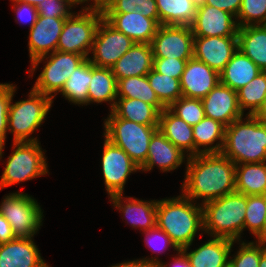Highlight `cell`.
<instances>
[{
	"label": "cell",
	"mask_w": 266,
	"mask_h": 267,
	"mask_svg": "<svg viewBox=\"0 0 266 267\" xmlns=\"http://www.w3.org/2000/svg\"><path fill=\"white\" fill-rule=\"evenodd\" d=\"M182 194L201 205L236 192V164L222 153L190 156L186 162ZM196 199V200H195Z\"/></svg>",
	"instance_id": "obj_1"
},
{
	"label": "cell",
	"mask_w": 266,
	"mask_h": 267,
	"mask_svg": "<svg viewBox=\"0 0 266 267\" xmlns=\"http://www.w3.org/2000/svg\"><path fill=\"white\" fill-rule=\"evenodd\" d=\"M156 226L170 236L178 249L191 246L198 230L203 231L202 205L183 194L157 200Z\"/></svg>",
	"instance_id": "obj_2"
},
{
	"label": "cell",
	"mask_w": 266,
	"mask_h": 267,
	"mask_svg": "<svg viewBox=\"0 0 266 267\" xmlns=\"http://www.w3.org/2000/svg\"><path fill=\"white\" fill-rule=\"evenodd\" d=\"M245 117L226 127L221 153L236 165L266 162V124L255 115Z\"/></svg>",
	"instance_id": "obj_3"
},
{
	"label": "cell",
	"mask_w": 266,
	"mask_h": 267,
	"mask_svg": "<svg viewBox=\"0 0 266 267\" xmlns=\"http://www.w3.org/2000/svg\"><path fill=\"white\" fill-rule=\"evenodd\" d=\"M247 196L233 192L206 202L203 209V231L210 237L227 238L237 243L244 231Z\"/></svg>",
	"instance_id": "obj_4"
},
{
	"label": "cell",
	"mask_w": 266,
	"mask_h": 267,
	"mask_svg": "<svg viewBox=\"0 0 266 267\" xmlns=\"http://www.w3.org/2000/svg\"><path fill=\"white\" fill-rule=\"evenodd\" d=\"M16 87L13 84V94L8 109V132L13 134V142H37V137L29 138V136L42 125L54 101L50 96L31 89L28 99L13 104Z\"/></svg>",
	"instance_id": "obj_5"
},
{
	"label": "cell",
	"mask_w": 266,
	"mask_h": 267,
	"mask_svg": "<svg viewBox=\"0 0 266 267\" xmlns=\"http://www.w3.org/2000/svg\"><path fill=\"white\" fill-rule=\"evenodd\" d=\"M103 125V136L123 149L141 168L146 162L149 143L153 134L158 130V126L135 123L115 117L111 112L104 120Z\"/></svg>",
	"instance_id": "obj_6"
},
{
	"label": "cell",
	"mask_w": 266,
	"mask_h": 267,
	"mask_svg": "<svg viewBox=\"0 0 266 267\" xmlns=\"http://www.w3.org/2000/svg\"><path fill=\"white\" fill-rule=\"evenodd\" d=\"M12 148L0 179V190L49 173L39 141L13 142Z\"/></svg>",
	"instance_id": "obj_7"
},
{
	"label": "cell",
	"mask_w": 266,
	"mask_h": 267,
	"mask_svg": "<svg viewBox=\"0 0 266 267\" xmlns=\"http://www.w3.org/2000/svg\"><path fill=\"white\" fill-rule=\"evenodd\" d=\"M85 59L83 55L58 50L36 58L30 63L31 70H28V73L32 74L31 77L38 65L45 60L46 62L32 89L53 99L62 90L72 72Z\"/></svg>",
	"instance_id": "obj_8"
},
{
	"label": "cell",
	"mask_w": 266,
	"mask_h": 267,
	"mask_svg": "<svg viewBox=\"0 0 266 267\" xmlns=\"http://www.w3.org/2000/svg\"><path fill=\"white\" fill-rule=\"evenodd\" d=\"M1 202L0 213L10 223L16 238H31L38 233L44 215L34 197L16 191L5 195Z\"/></svg>",
	"instance_id": "obj_9"
},
{
	"label": "cell",
	"mask_w": 266,
	"mask_h": 267,
	"mask_svg": "<svg viewBox=\"0 0 266 267\" xmlns=\"http://www.w3.org/2000/svg\"><path fill=\"white\" fill-rule=\"evenodd\" d=\"M103 18V12L93 9H81L66 18L59 37L57 50L89 57L97 27Z\"/></svg>",
	"instance_id": "obj_10"
},
{
	"label": "cell",
	"mask_w": 266,
	"mask_h": 267,
	"mask_svg": "<svg viewBox=\"0 0 266 267\" xmlns=\"http://www.w3.org/2000/svg\"><path fill=\"white\" fill-rule=\"evenodd\" d=\"M134 43L128 36L116 30L102 18L90 51L93 57L90 56L88 59L96 67L111 68Z\"/></svg>",
	"instance_id": "obj_11"
},
{
	"label": "cell",
	"mask_w": 266,
	"mask_h": 267,
	"mask_svg": "<svg viewBox=\"0 0 266 267\" xmlns=\"http://www.w3.org/2000/svg\"><path fill=\"white\" fill-rule=\"evenodd\" d=\"M101 170L108 196L123 194L131 173L140 171L129 155L104 137Z\"/></svg>",
	"instance_id": "obj_12"
},
{
	"label": "cell",
	"mask_w": 266,
	"mask_h": 267,
	"mask_svg": "<svg viewBox=\"0 0 266 267\" xmlns=\"http://www.w3.org/2000/svg\"><path fill=\"white\" fill-rule=\"evenodd\" d=\"M150 44L154 58H193L194 35L190 26L160 25Z\"/></svg>",
	"instance_id": "obj_13"
},
{
	"label": "cell",
	"mask_w": 266,
	"mask_h": 267,
	"mask_svg": "<svg viewBox=\"0 0 266 267\" xmlns=\"http://www.w3.org/2000/svg\"><path fill=\"white\" fill-rule=\"evenodd\" d=\"M237 49V36L194 37L193 57L220 73Z\"/></svg>",
	"instance_id": "obj_14"
},
{
	"label": "cell",
	"mask_w": 266,
	"mask_h": 267,
	"mask_svg": "<svg viewBox=\"0 0 266 267\" xmlns=\"http://www.w3.org/2000/svg\"><path fill=\"white\" fill-rule=\"evenodd\" d=\"M194 37L237 36L236 18L224 10L205 5L197 10L190 26Z\"/></svg>",
	"instance_id": "obj_15"
},
{
	"label": "cell",
	"mask_w": 266,
	"mask_h": 267,
	"mask_svg": "<svg viewBox=\"0 0 266 267\" xmlns=\"http://www.w3.org/2000/svg\"><path fill=\"white\" fill-rule=\"evenodd\" d=\"M220 83V73L194 57L186 63L180 79L184 97L203 99Z\"/></svg>",
	"instance_id": "obj_16"
},
{
	"label": "cell",
	"mask_w": 266,
	"mask_h": 267,
	"mask_svg": "<svg viewBox=\"0 0 266 267\" xmlns=\"http://www.w3.org/2000/svg\"><path fill=\"white\" fill-rule=\"evenodd\" d=\"M205 116L226 127L244 117L238 104L237 91L219 83L203 99Z\"/></svg>",
	"instance_id": "obj_17"
},
{
	"label": "cell",
	"mask_w": 266,
	"mask_h": 267,
	"mask_svg": "<svg viewBox=\"0 0 266 267\" xmlns=\"http://www.w3.org/2000/svg\"><path fill=\"white\" fill-rule=\"evenodd\" d=\"M66 18L38 17L29 29L28 50L30 62L57 50L60 34Z\"/></svg>",
	"instance_id": "obj_18"
},
{
	"label": "cell",
	"mask_w": 266,
	"mask_h": 267,
	"mask_svg": "<svg viewBox=\"0 0 266 267\" xmlns=\"http://www.w3.org/2000/svg\"><path fill=\"white\" fill-rule=\"evenodd\" d=\"M103 18L135 43L150 44L160 27L156 20L147 18L136 11L129 13H103Z\"/></svg>",
	"instance_id": "obj_19"
},
{
	"label": "cell",
	"mask_w": 266,
	"mask_h": 267,
	"mask_svg": "<svg viewBox=\"0 0 266 267\" xmlns=\"http://www.w3.org/2000/svg\"><path fill=\"white\" fill-rule=\"evenodd\" d=\"M188 158L187 154L171 143L158 129L151 137L147 159L140 171H151L154 166H158L161 172L167 173L187 162Z\"/></svg>",
	"instance_id": "obj_20"
},
{
	"label": "cell",
	"mask_w": 266,
	"mask_h": 267,
	"mask_svg": "<svg viewBox=\"0 0 266 267\" xmlns=\"http://www.w3.org/2000/svg\"><path fill=\"white\" fill-rule=\"evenodd\" d=\"M110 202L120 213L123 219L130 223L132 228H140V231H147L156 227L157 200H140L123 194H115L109 197ZM124 202V203H123Z\"/></svg>",
	"instance_id": "obj_21"
},
{
	"label": "cell",
	"mask_w": 266,
	"mask_h": 267,
	"mask_svg": "<svg viewBox=\"0 0 266 267\" xmlns=\"http://www.w3.org/2000/svg\"><path fill=\"white\" fill-rule=\"evenodd\" d=\"M33 238H15L0 244V267H51L42 259Z\"/></svg>",
	"instance_id": "obj_22"
},
{
	"label": "cell",
	"mask_w": 266,
	"mask_h": 267,
	"mask_svg": "<svg viewBox=\"0 0 266 267\" xmlns=\"http://www.w3.org/2000/svg\"><path fill=\"white\" fill-rule=\"evenodd\" d=\"M234 243L236 241L211 236V239L195 250H191L190 246L181 250L186 254L191 267H224L229 262Z\"/></svg>",
	"instance_id": "obj_23"
},
{
	"label": "cell",
	"mask_w": 266,
	"mask_h": 267,
	"mask_svg": "<svg viewBox=\"0 0 266 267\" xmlns=\"http://www.w3.org/2000/svg\"><path fill=\"white\" fill-rule=\"evenodd\" d=\"M151 44L134 43L111 67L116 80L134 76H146L153 67Z\"/></svg>",
	"instance_id": "obj_24"
},
{
	"label": "cell",
	"mask_w": 266,
	"mask_h": 267,
	"mask_svg": "<svg viewBox=\"0 0 266 267\" xmlns=\"http://www.w3.org/2000/svg\"><path fill=\"white\" fill-rule=\"evenodd\" d=\"M158 129L171 143L187 154L188 157L194 156L192 126L177 117L168 108L160 112Z\"/></svg>",
	"instance_id": "obj_25"
},
{
	"label": "cell",
	"mask_w": 266,
	"mask_h": 267,
	"mask_svg": "<svg viewBox=\"0 0 266 267\" xmlns=\"http://www.w3.org/2000/svg\"><path fill=\"white\" fill-rule=\"evenodd\" d=\"M261 71L249 57L237 49L220 72V83L237 91L249 84Z\"/></svg>",
	"instance_id": "obj_26"
},
{
	"label": "cell",
	"mask_w": 266,
	"mask_h": 267,
	"mask_svg": "<svg viewBox=\"0 0 266 267\" xmlns=\"http://www.w3.org/2000/svg\"><path fill=\"white\" fill-rule=\"evenodd\" d=\"M192 128L194 155L221 153L225 139V125L205 116Z\"/></svg>",
	"instance_id": "obj_27"
},
{
	"label": "cell",
	"mask_w": 266,
	"mask_h": 267,
	"mask_svg": "<svg viewBox=\"0 0 266 267\" xmlns=\"http://www.w3.org/2000/svg\"><path fill=\"white\" fill-rule=\"evenodd\" d=\"M237 38L238 49L262 71H266V27L264 25L238 27Z\"/></svg>",
	"instance_id": "obj_28"
},
{
	"label": "cell",
	"mask_w": 266,
	"mask_h": 267,
	"mask_svg": "<svg viewBox=\"0 0 266 267\" xmlns=\"http://www.w3.org/2000/svg\"><path fill=\"white\" fill-rule=\"evenodd\" d=\"M91 82L88 86V105L109 102L110 111L117 100V80L111 68L96 67L91 63Z\"/></svg>",
	"instance_id": "obj_29"
},
{
	"label": "cell",
	"mask_w": 266,
	"mask_h": 267,
	"mask_svg": "<svg viewBox=\"0 0 266 267\" xmlns=\"http://www.w3.org/2000/svg\"><path fill=\"white\" fill-rule=\"evenodd\" d=\"M115 117L123 118L135 123L159 126L160 111L153 105L139 99L117 98L110 111Z\"/></svg>",
	"instance_id": "obj_30"
},
{
	"label": "cell",
	"mask_w": 266,
	"mask_h": 267,
	"mask_svg": "<svg viewBox=\"0 0 266 267\" xmlns=\"http://www.w3.org/2000/svg\"><path fill=\"white\" fill-rule=\"evenodd\" d=\"M236 192L264 195L266 192V162L237 164L235 169Z\"/></svg>",
	"instance_id": "obj_31"
},
{
	"label": "cell",
	"mask_w": 266,
	"mask_h": 267,
	"mask_svg": "<svg viewBox=\"0 0 266 267\" xmlns=\"http://www.w3.org/2000/svg\"><path fill=\"white\" fill-rule=\"evenodd\" d=\"M160 25L191 26L197 9L191 0H156Z\"/></svg>",
	"instance_id": "obj_32"
},
{
	"label": "cell",
	"mask_w": 266,
	"mask_h": 267,
	"mask_svg": "<svg viewBox=\"0 0 266 267\" xmlns=\"http://www.w3.org/2000/svg\"><path fill=\"white\" fill-rule=\"evenodd\" d=\"M90 80L91 62L86 58L69 76L60 93L74 105L87 106Z\"/></svg>",
	"instance_id": "obj_33"
},
{
	"label": "cell",
	"mask_w": 266,
	"mask_h": 267,
	"mask_svg": "<svg viewBox=\"0 0 266 267\" xmlns=\"http://www.w3.org/2000/svg\"><path fill=\"white\" fill-rule=\"evenodd\" d=\"M117 98H136L155 106L160 112L166 108L150 87L147 75L119 79L117 81Z\"/></svg>",
	"instance_id": "obj_34"
},
{
	"label": "cell",
	"mask_w": 266,
	"mask_h": 267,
	"mask_svg": "<svg viewBox=\"0 0 266 267\" xmlns=\"http://www.w3.org/2000/svg\"><path fill=\"white\" fill-rule=\"evenodd\" d=\"M240 110L255 115L266 99V71H261L249 84L237 90Z\"/></svg>",
	"instance_id": "obj_35"
},
{
	"label": "cell",
	"mask_w": 266,
	"mask_h": 267,
	"mask_svg": "<svg viewBox=\"0 0 266 267\" xmlns=\"http://www.w3.org/2000/svg\"><path fill=\"white\" fill-rule=\"evenodd\" d=\"M150 87L155 91L159 101L168 108L177 101L182 95L180 79H176L155 70L147 74Z\"/></svg>",
	"instance_id": "obj_36"
},
{
	"label": "cell",
	"mask_w": 266,
	"mask_h": 267,
	"mask_svg": "<svg viewBox=\"0 0 266 267\" xmlns=\"http://www.w3.org/2000/svg\"><path fill=\"white\" fill-rule=\"evenodd\" d=\"M266 216V198L264 195L247 196L244 230L248 229L262 243V230Z\"/></svg>",
	"instance_id": "obj_37"
},
{
	"label": "cell",
	"mask_w": 266,
	"mask_h": 267,
	"mask_svg": "<svg viewBox=\"0 0 266 267\" xmlns=\"http://www.w3.org/2000/svg\"><path fill=\"white\" fill-rule=\"evenodd\" d=\"M168 109L191 126L198 124L205 117L201 99L181 96Z\"/></svg>",
	"instance_id": "obj_38"
},
{
	"label": "cell",
	"mask_w": 266,
	"mask_h": 267,
	"mask_svg": "<svg viewBox=\"0 0 266 267\" xmlns=\"http://www.w3.org/2000/svg\"><path fill=\"white\" fill-rule=\"evenodd\" d=\"M241 242V243H240ZM239 250L229 256L233 267H259L261 255L266 251V244L254 241H239Z\"/></svg>",
	"instance_id": "obj_39"
},
{
	"label": "cell",
	"mask_w": 266,
	"mask_h": 267,
	"mask_svg": "<svg viewBox=\"0 0 266 267\" xmlns=\"http://www.w3.org/2000/svg\"><path fill=\"white\" fill-rule=\"evenodd\" d=\"M266 20V0H242L236 17L238 27L263 25Z\"/></svg>",
	"instance_id": "obj_40"
},
{
	"label": "cell",
	"mask_w": 266,
	"mask_h": 267,
	"mask_svg": "<svg viewBox=\"0 0 266 267\" xmlns=\"http://www.w3.org/2000/svg\"><path fill=\"white\" fill-rule=\"evenodd\" d=\"M13 84L0 83V159L3 156V149L5 147L6 134L8 132V109L12 99Z\"/></svg>",
	"instance_id": "obj_41"
},
{
	"label": "cell",
	"mask_w": 266,
	"mask_h": 267,
	"mask_svg": "<svg viewBox=\"0 0 266 267\" xmlns=\"http://www.w3.org/2000/svg\"><path fill=\"white\" fill-rule=\"evenodd\" d=\"M72 7L74 8L68 0H43L36 9L38 17L68 18L73 14Z\"/></svg>",
	"instance_id": "obj_42"
},
{
	"label": "cell",
	"mask_w": 266,
	"mask_h": 267,
	"mask_svg": "<svg viewBox=\"0 0 266 267\" xmlns=\"http://www.w3.org/2000/svg\"><path fill=\"white\" fill-rule=\"evenodd\" d=\"M187 61L176 58H154L152 69L158 73L181 79Z\"/></svg>",
	"instance_id": "obj_43"
},
{
	"label": "cell",
	"mask_w": 266,
	"mask_h": 267,
	"mask_svg": "<svg viewBox=\"0 0 266 267\" xmlns=\"http://www.w3.org/2000/svg\"><path fill=\"white\" fill-rule=\"evenodd\" d=\"M142 234H146V238L144 239L145 240V244L146 246H148V248H150V250H152V252H162L166 249V248H174V251H178L179 249L177 248V246L171 241L170 239V236L164 232L162 229L158 228L157 226L152 228V229H149L147 231H144L142 232ZM161 242L160 247H158L159 245L155 244L157 243L158 241ZM157 242H156V241ZM163 250V251H162Z\"/></svg>",
	"instance_id": "obj_44"
},
{
	"label": "cell",
	"mask_w": 266,
	"mask_h": 267,
	"mask_svg": "<svg viewBox=\"0 0 266 267\" xmlns=\"http://www.w3.org/2000/svg\"><path fill=\"white\" fill-rule=\"evenodd\" d=\"M13 11L16 13L15 21L17 23H30V28L38 18V11L35 6L26 3H13Z\"/></svg>",
	"instance_id": "obj_45"
},
{
	"label": "cell",
	"mask_w": 266,
	"mask_h": 267,
	"mask_svg": "<svg viewBox=\"0 0 266 267\" xmlns=\"http://www.w3.org/2000/svg\"><path fill=\"white\" fill-rule=\"evenodd\" d=\"M176 254L178 255L173 257L172 262H170V264L168 263V265L167 263H163L159 257L156 258V256L150 258L144 257L142 258V260L146 261L147 263L155 267H191L186 254L181 249H179Z\"/></svg>",
	"instance_id": "obj_46"
},
{
	"label": "cell",
	"mask_w": 266,
	"mask_h": 267,
	"mask_svg": "<svg viewBox=\"0 0 266 267\" xmlns=\"http://www.w3.org/2000/svg\"><path fill=\"white\" fill-rule=\"evenodd\" d=\"M134 10L147 18L156 20L159 23L156 0H138L137 6Z\"/></svg>",
	"instance_id": "obj_47"
},
{
	"label": "cell",
	"mask_w": 266,
	"mask_h": 267,
	"mask_svg": "<svg viewBox=\"0 0 266 267\" xmlns=\"http://www.w3.org/2000/svg\"><path fill=\"white\" fill-rule=\"evenodd\" d=\"M241 1L242 0H207L206 5L231 13L236 18L241 6Z\"/></svg>",
	"instance_id": "obj_48"
},
{
	"label": "cell",
	"mask_w": 266,
	"mask_h": 267,
	"mask_svg": "<svg viewBox=\"0 0 266 267\" xmlns=\"http://www.w3.org/2000/svg\"><path fill=\"white\" fill-rule=\"evenodd\" d=\"M138 0H115L103 13H129L134 12Z\"/></svg>",
	"instance_id": "obj_49"
},
{
	"label": "cell",
	"mask_w": 266,
	"mask_h": 267,
	"mask_svg": "<svg viewBox=\"0 0 266 267\" xmlns=\"http://www.w3.org/2000/svg\"><path fill=\"white\" fill-rule=\"evenodd\" d=\"M12 227L6 218L0 213V244L14 240Z\"/></svg>",
	"instance_id": "obj_50"
},
{
	"label": "cell",
	"mask_w": 266,
	"mask_h": 267,
	"mask_svg": "<svg viewBox=\"0 0 266 267\" xmlns=\"http://www.w3.org/2000/svg\"><path fill=\"white\" fill-rule=\"evenodd\" d=\"M109 267H155L142 259L128 260Z\"/></svg>",
	"instance_id": "obj_51"
},
{
	"label": "cell",
	"mask_w": 266,
	"mask_h": 267,
	"mask_svg": "<svg viewBox=\"0 0 266 267\" xmlns=\"http://www.w3.org/2000/svg\"><path fill=\"white\" fill-rule=\"evenodd\" d=\"M114 1L115 0H94L93 4L89 3L88 6L82 7L81 9H93L96 11L104 12Z\"/></svg>",
	"instance_id": "obj_52"
},
{
	"label": "cell",
	"mask_w": 266,
	"mask_h": 267,
	"mask_svg": "<svg viewBox=\"0 0 266 267\" xmlns=\"http://www.w3.org/2000/svg\"><path fill=\"white\" fill-rule=\"evenodd\" d=\"M255 116L262 122L266 124V99L262 107L257 111Z\"/></svg>",
	"instance_id": "obj_53"
},
{
	"label": "cell",
	"mask_w": 266,
	"mask_h": 267,
	"mask_svg": "<svg viewBox=\"0 0 266 267\" xmlns=\"http://www.w3.org/2000/svg\"><path fill=\"white\" fill-rule=\"evenodd\" d=\"M13 3H26L32 6H37L38 3L42 2L43 0H11Z\"/></svg>",
	"instance_id": "obj_54"
},
{
	"label": "cell",
	"mask_w": 266,
	"mask_h": 267,
	"mask_svg": "<svg viewBox=\"0 0 266 267\" xmlns=\"http://www.w3.org/2000/svg\"><path fill=\"white\" fill-rule=\"evenodd\" d=\"M207 0H191L195 8L198 10L206 5Z\"/></svg>",
	"instance_id": "obj_55"
},
{
	"label": "cell",
	"mask_w": 266,
	"mask_h": 267,
	"mask_svg": "<svg viewBox=\"0 0 266 267\" xmlns=\"http://www.w3.org/2000/svg\"><path fill=\"white\" fill-rule=\"evenodd\" d=\"M74 7L76 6V5H81V4H83L84 5V3H87L88 4V2H91L92 1V3L94 2V0H68ZM76 4V5H75Z\"/></svg>",
	"instance_id": "obj_56"
},
{
	"label": "cell",
	"mask_w": 266,
	"mask_h": 267,
	"mask_svg": "<svg viewBox=\"0 0 266 267\" xmlns=\"http://www.w3.org/2000/svg\"><path fill=\"white\" fill-rule=\"evenodd\" d=\"M259 267H266V251L261 255Z\"/></svg>",
	"instance_id": "obj_57"
},
{
	"label": "cell",
	"mask_w": 266,
	"mask_h": 267,
	"mask_svg": "<svg viewBox=\"0 0 266 267\" xmlns=\"http://www.w3.org/2000/svg\"><path fill=\"white\" fill-rule=\"evenodd\" d=\"M262 243L266 244V216H265L264 227L262 230Z\"/></svg>",
	"instance_id": "obj_58"
},
{
	"label": "cell",
	"mask_w": 266,
	"mask_h": 267,
	"mask_svg": "<svg viewBox=\"0 0 266 267\" xmlns=\"http://www.w3.org/2000/svg\"><path fill=\"white\" fill-rule=\"evenodd\" d=\"M224 267H233L230 262H228Z\"/></svg>",
	"instance_id": "obj_59"
}]
</instances>
